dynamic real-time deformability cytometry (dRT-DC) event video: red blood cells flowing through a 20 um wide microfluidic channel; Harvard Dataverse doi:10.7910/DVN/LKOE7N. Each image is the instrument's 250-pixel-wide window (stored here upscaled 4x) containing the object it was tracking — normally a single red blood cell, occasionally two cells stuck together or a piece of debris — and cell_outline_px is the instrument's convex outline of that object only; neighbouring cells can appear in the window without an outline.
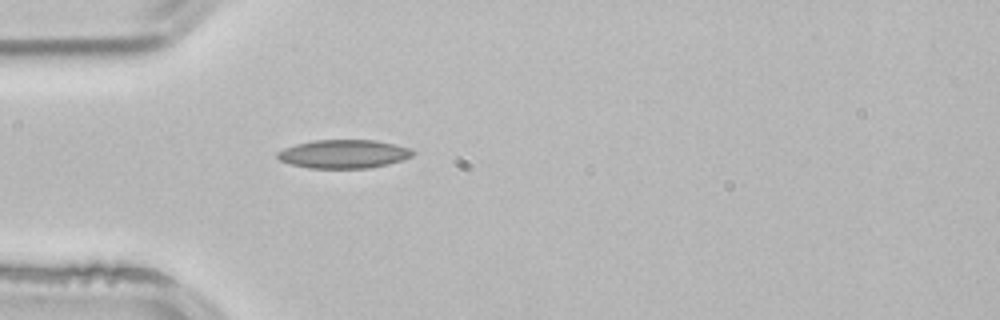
{"species": "common noctule bat (a hibernating species)", "species_latin": "Nyctalus noctula", "temperature_condition": "room temperature", "stored_images_in_passage": 3, "camera_frame_rate_fps": 3000, "um_per_image_px": 0.085, "animal": {"sex": "male", "body_mass_g": 21.5, "forearm_length_mm": 52.0}, "frame": {"image": 1, "passage_image": 3, "time_ms": 0.667, "image_size_px": [1000, 320], "cell_outline_px": [[416, 152], [412, 156], [388, 164], [368, 168], [308, 168], [288, 164], [280, 160], [276, 156], [276, 152], [284, 148], [296, 144], [312, 140], [376, 140], [412, 148]], "centroid_in_image_um": [29.2, 13.08], "position_along_channel_um": 55.8, "area_um2": 22.66}}